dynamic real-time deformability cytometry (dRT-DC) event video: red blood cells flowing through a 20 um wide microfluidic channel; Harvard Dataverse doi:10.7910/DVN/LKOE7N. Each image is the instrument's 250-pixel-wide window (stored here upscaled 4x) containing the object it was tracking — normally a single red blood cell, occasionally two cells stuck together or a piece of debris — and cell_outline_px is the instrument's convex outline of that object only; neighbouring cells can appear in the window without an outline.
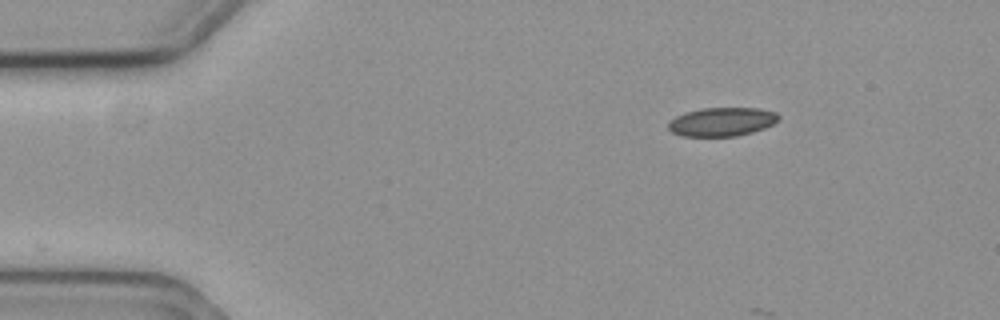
{"species": "common noctule bat (a hibernating species)", "species_latin": "Nyctalus noctula", "temperature_condition": "cold", "stored_images_in_passage": 3, "camera_frame_rate_fps": 3000, "um_per_image_px": 0.085, "animal": {"sex": "female", "body_mass_g": 19.3, "forearm_length_mm": 54.1}, "frame": {"image": 1, "passage_image": 1, "time_ms": 0.0, "image_size_px": [1000, 320], "cell_outline_px": [[780, 120], [764, 128], [752, 132], [736, 136], [680, 136], [672, 132], [668, 128], [668, 124], [676, 116], [684, 112], [704, 108], [760, 108], [776, 112], [780, 116]], "centroid_in_image_um": [61.38, 10.35], "position_along_channel_um": 23.6, "area_um2": 18.5}}